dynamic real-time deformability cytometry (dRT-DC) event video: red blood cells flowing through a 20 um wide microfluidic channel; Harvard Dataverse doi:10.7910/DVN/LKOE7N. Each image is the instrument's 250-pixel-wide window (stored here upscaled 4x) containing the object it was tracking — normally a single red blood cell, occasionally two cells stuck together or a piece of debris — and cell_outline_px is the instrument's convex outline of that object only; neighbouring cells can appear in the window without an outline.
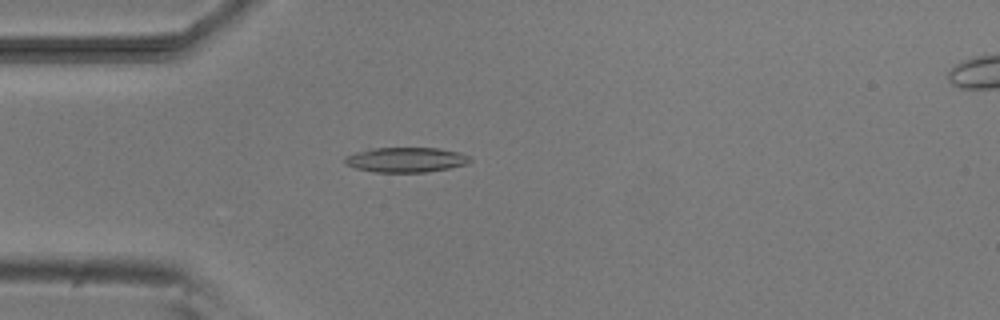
{"species": "common noctule bat (a hibernating species)", "species_latin": "Nyctalus noctula", "temperature_condition": "room temperature", "stored_images_in_passage": 3, "camera_frame_rate_fps": 3000, "um_per_image_px": 0.085, "animal": {"sex": "male", "body_mass_g": 20.5, "forearm_length_mm": 52.5}, "frame": {"image": 1, "passage_image": 3, "time_ms": 2.0, "image_size_px": [1000, 320], "cell_outline_px": [[472, 160], [468, 164], [448, 168], [424, 172], [372, 172], [356, 168], [344, 164], [344, 156], [356, 152], [372, 148], [436, 148], [460, 152], [472, 156]], "centroid_in_image_um": [34.51, 13.58], "position_along_channel_um": 50.5, "area_um2": 18.32}}